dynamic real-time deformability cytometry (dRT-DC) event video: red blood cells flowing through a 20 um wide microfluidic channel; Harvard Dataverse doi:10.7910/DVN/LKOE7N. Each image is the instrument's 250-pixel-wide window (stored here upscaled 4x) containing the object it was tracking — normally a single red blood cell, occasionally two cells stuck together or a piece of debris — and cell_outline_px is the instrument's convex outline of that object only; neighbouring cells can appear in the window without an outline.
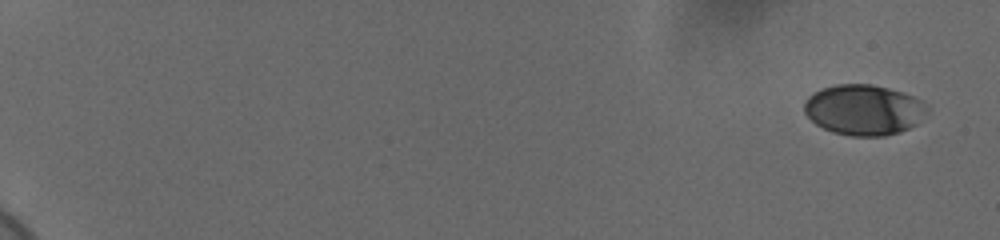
{"species": "human", "species_latin": "Homo sapiens", "temperature_condition": "cold", "stored_images_in_passage": 18, "camera_frame_rate_fps": 3000, "um_per_image_px": 0.085, "donor": {"sex": "female"}, "frame": {"image": 1, "passage_image": 1, "time_ms": 0.0, "image_size_px": [1000, 240], "cell_outline_px": [[928, 112], [916, 124], [900, 132], [884, 136], [852, 136], [832, 132], [816, 124], [804, 112], [804, 100], [812, 92], [820, 88], [836, 84], [872, 84], [904, 92], [924, 100], [928, 104]], "centroid_in_image_um": [73.44, 9.32], "position_along_channel_um": 11.6, "area_um2": 36.65}}
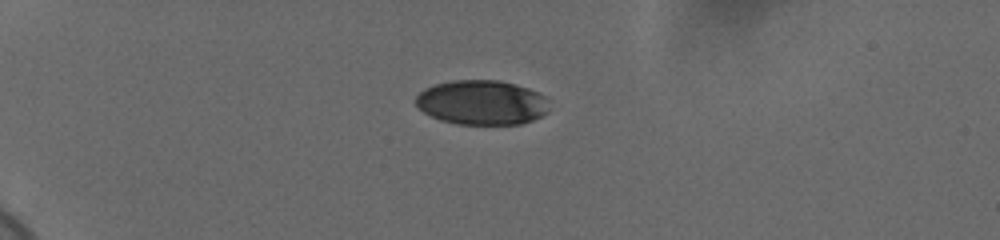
{"frame": {"image": 2, "passage_image": 11, "time_ms": 3.333, "image_size_px": [1000, 240], "cell_outline_px": [[548, 112], [532, 120], [520, 124], [456, 124], [440, 120], [424, 112], [416, 104], [416, 96], [424, 88], [436, 84], [452, 80], [500, 80], [516, 84], [528, 88], [544, 96]], "centroid_in_image_um": [40.93, 8.71], "position_along_channel_um": 44.1, "area_um2": 34.51}}
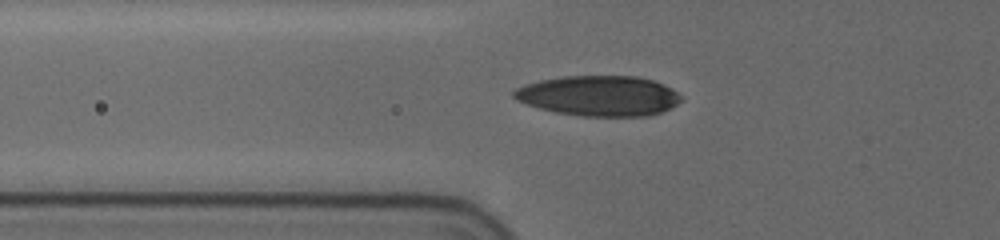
{"frame": {"image": 3, "passage_image": 16, "time_ms": 5.0, "image_size_px": [1000, 240], "cell_outline_px": [[684, 100], [660, 112], [648, 116], [580, 116], [556, 112], [540, 108], [516, 100], [512, 96], [512, 92], [516, 88], [524, 84], [540, 80], [564, 76], [636, 76], [652, 80], [664, 84], [672, 88], [684, 96]], "centroid_in_image_um": [50.93, 8.14], "position_along_channel_um": 74.9, "area_um2": 39.42}}